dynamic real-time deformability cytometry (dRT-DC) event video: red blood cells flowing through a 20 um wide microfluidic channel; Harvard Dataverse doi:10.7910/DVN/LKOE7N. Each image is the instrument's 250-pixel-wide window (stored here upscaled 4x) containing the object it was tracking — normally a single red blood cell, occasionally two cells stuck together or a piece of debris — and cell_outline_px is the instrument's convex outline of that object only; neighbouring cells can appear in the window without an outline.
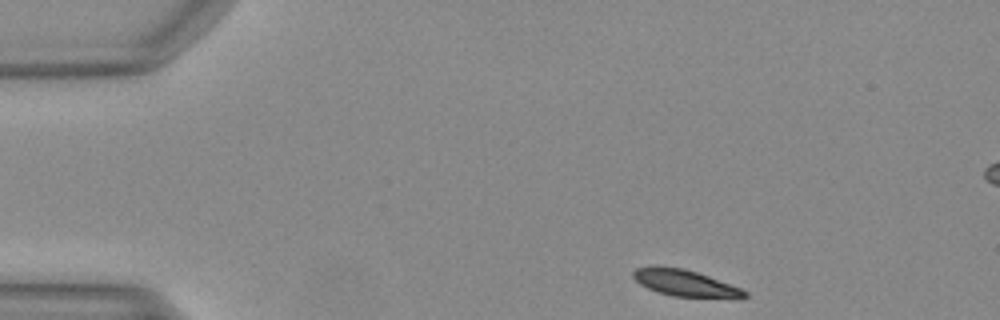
{"species": "Egyptian fruit bat (a non-hibernating species)", "species_latin": "Rousettus aegyptiacus", "temperature_condition": "warm", "stored_images_in_passage": 44, "segment_of_instrument_passage": [1, 2], "camera_frame_rate_fps": 3000, "um_per_image_px": 0.085, "animal": {"sex": "female"}, "frame": {"image": 1, "passage_image": 1, "time_ms": 0.0, "image_size_px": [1000, 320], "cell_outline_px": [[748, 296], [672, 296], [648, 288], [640, 284], [632, 276], [632, 272], [636, 268], [684, 268], [708, 276], [740, 288], [748, 292]], "centroid_in_image_um": [58.18, 24.05], "position_along_channel_um": 26.8, "area_um2": 16.01}}
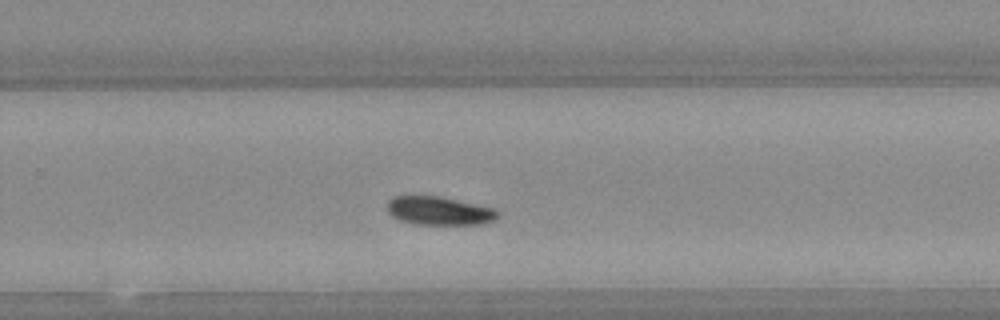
{"frame": {"image": 2, "passage_image": 26, "time_ms": 8.333, "image_size_px": [1000, 320], "cell_outline_px": [[500, 212], [496, 220], [484, 224], [416, 224], [400, 220], [392, 216], [388, 212], [388, 200], [392, 196], [440, 196], [496, 208]], "centroid_in_image_um": [37.38, 17.91], "position_along_channel_um": 292.4, "area_um2": 18.5}}
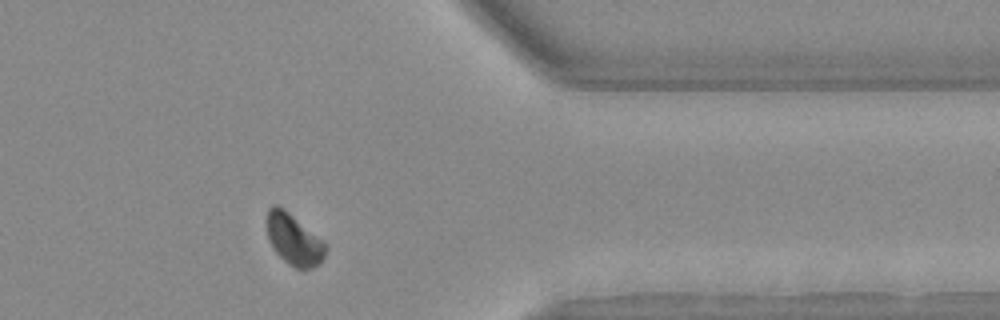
{"frame": {"image": 3, "passage_image": 34, "time_ms": 11.0, "image_size_px": [1000, 320], "cell_outline_px": [[328, 248], [320, 264], [312, 268], [296, 268], [288, 264], [272, 248], [268, 236], [268, 208], [276, 204], [284, 208], [324, 240], [328, 244]], "centroid_in_image_um": [25.03, 20.36], "position_along_channel_um": 386.4, "area_um2": 17.57}}